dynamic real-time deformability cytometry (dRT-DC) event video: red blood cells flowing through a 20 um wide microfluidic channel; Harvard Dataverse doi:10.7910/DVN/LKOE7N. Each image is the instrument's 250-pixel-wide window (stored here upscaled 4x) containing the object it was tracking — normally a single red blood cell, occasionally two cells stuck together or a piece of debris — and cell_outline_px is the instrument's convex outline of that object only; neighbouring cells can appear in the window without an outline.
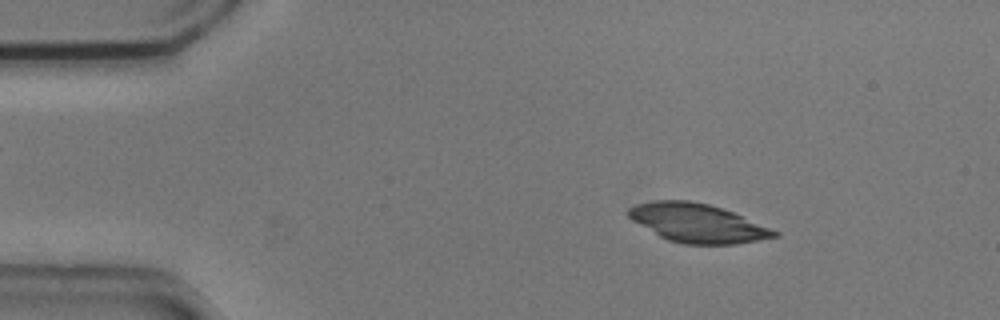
{"species": "common noctule bat (a hibernating species)", "species_latin": "Nyctalus noctula", "temperature_condition": "cold", "stored_images_in_passage": 52, "camera_frame_rate_fps": 3000, "um_per_image_px": 0.085, "animal": {"sex": "male", "body_mass_g": 20.5, "forearm_length_mm": 52.5}, "frame": {"image": 1, "passage_image": 7, "time_ms": 2.0, "image_size_px": [1000, 320], "cell_outline_px": [[780, 236], [732, 244], [684, 244], [668, 240], [660, 236], [632, 220], [628, 216], [628, 208], [636, 204], [656, 200], [688, 200], [708, 204], [732, 212], [780, 232]], "centroid_in_image_um": [59.27, 18.96], "position_along_channel_um": 25.7, "area_um2": 32.43}}